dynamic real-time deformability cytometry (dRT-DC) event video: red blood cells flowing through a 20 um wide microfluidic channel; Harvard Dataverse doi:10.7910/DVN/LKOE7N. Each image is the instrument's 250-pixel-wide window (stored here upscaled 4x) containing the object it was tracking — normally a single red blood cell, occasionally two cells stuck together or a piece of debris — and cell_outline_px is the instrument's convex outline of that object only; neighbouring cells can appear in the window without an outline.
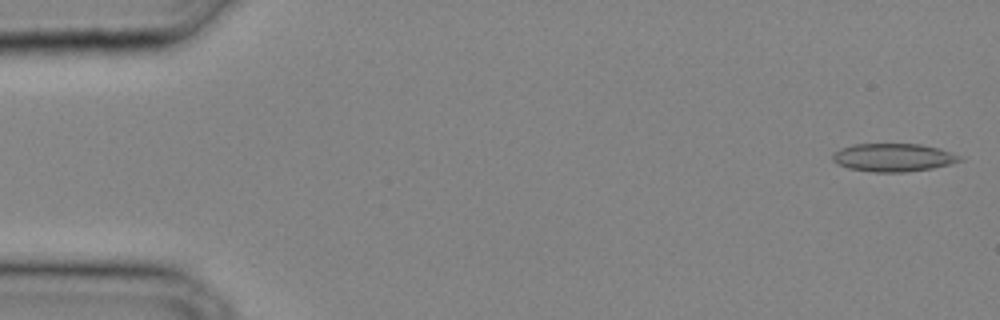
{"species": "common noctule bat (a hibernating species)", "species_latin": "Nyctalus noctula", "temperature_condition": "cold", "stored_images_in_passage": 32, "camera_frame_rate_fps": 3000, "um_per_image_px": 0.085, "animal": {"sex": "male", "body_mass_g": 20.4}, "frame": {"image": 1, "passage_image": 1, "time_ms": 0.0, "image_size_px": [1000, 320], "cell_outline_px": [[964, 160], [932, 168], [908, 172], [872, 172], [848, 168], [832, 160], [832, 156], [840, 148], [852, 144], [920, 144], [940, 148], [960, 156]], "centroid_in_image_um": [75.93, 13.38], "position_along_channel_um": 9.1, "area_um2": 20.75}}
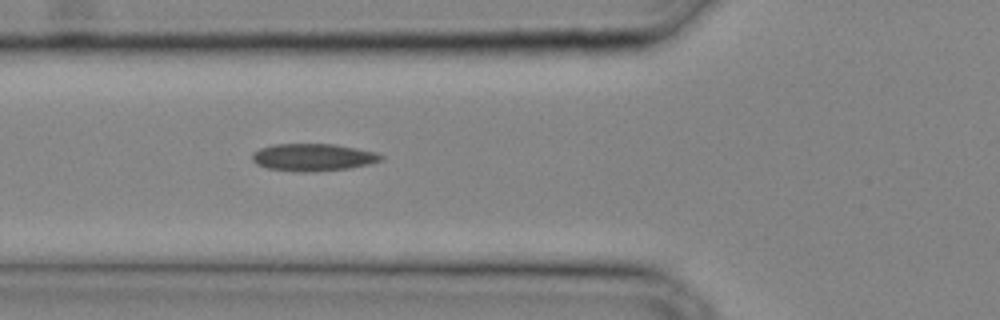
{"frame": {"image": 2, "passage_image": 12, "time_ms": 3.667, "image_size_px": [1000, 320], "cell_outline_px": [[384, 160], [368, 164], [348, 168], [304, 172], [300, 172], [268, 168], [256, 164], [252, 160], [252, 152], [260, 148], [272, 144], [332, 144], [356, 148], [376, 152], [384, 156]], "centroid_in_image_um": [26.59, 13.36], "position_along_channel_um": 99.2, "area_um2": 20.46}}
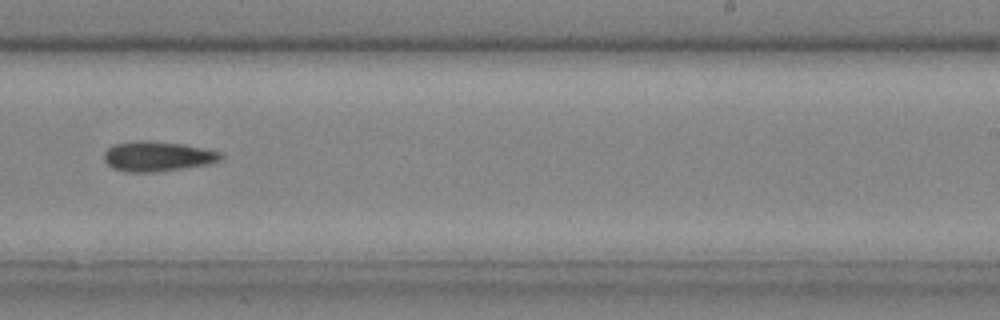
{"frame": {"image": 3, "passage_image": 21, "time_ms": 6.667, "image_size_px": [1000, 320], "cell_outline_px": [[224, 156], [220, 160], [212, 164], [184, 168], [152, 172], [128, 172], [112, 168], [104, 160], [104, 152], [108, 148], [116, 144], [136, 140], [144, 140], [184, 144], [224, 152]], "centroid_in_image_um": [13.44, 13.29], "position_along_channel_um": 275.6, "area_um2": 20.58}}